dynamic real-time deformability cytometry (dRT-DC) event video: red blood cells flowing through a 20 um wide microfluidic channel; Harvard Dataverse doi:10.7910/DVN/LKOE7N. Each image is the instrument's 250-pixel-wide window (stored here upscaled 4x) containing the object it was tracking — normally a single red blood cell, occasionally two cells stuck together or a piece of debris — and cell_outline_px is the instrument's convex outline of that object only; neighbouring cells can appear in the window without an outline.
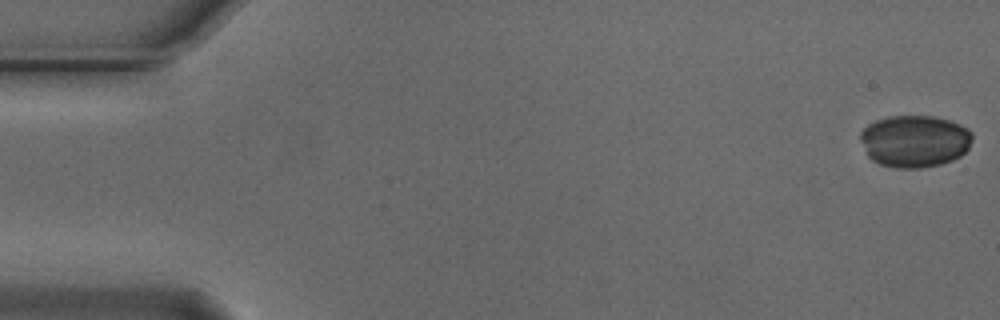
{"species": "Egyptian fruit bat (a non-hibernating species)", "species_latin": "Rousettus aegyptiacus", "temperature_condition": "cold", "stored_images_in_passage": 55, "camera_frame_rate_fps": 3000, "um_per_image_px": 0.085, "animal": {"sex": "male"}, "frame": {"image": 1, "passage_image": 1, "time_ms": 0.0, "image_size_px": [1000, 320], "cell_outline_px": [[972, 140], [968, 148], [960, 156], [952, 160], [940, 164], [920, 168], [896, 168], [880, 164], [872, 160], [868, 156], [860, 140], [860, 132], [868, 124], [876, 120], [888, 116], [932, 116], [948, 120], [960, 124], [968, 128], [972, 132]], "centroid_in_image_um": [77.74, 11.99], "position_along_channel_um": 7.3, "area_um2": 34.1}}
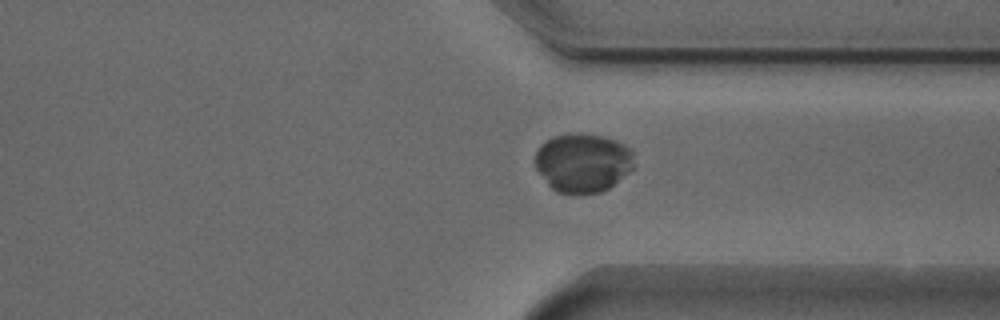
{"frame": {"image": 2, "passage_image": 41, "time_ms": 13.333, "image_size_px": [1000, 320], "cell_outline_px": [[632, 168], [628, 172], [608, 188], [600, 192], [556, 192], [548, 184], [536, 168], [536, 152], [540, 144], [544, 140], [552, 136], [580, 132], [600, 136], [616, 140], [632, 148]], "centroid_in_image_um": [49.52, 13.79], "position_along_channel_um": 361.9, "area_um2": 33.64}}
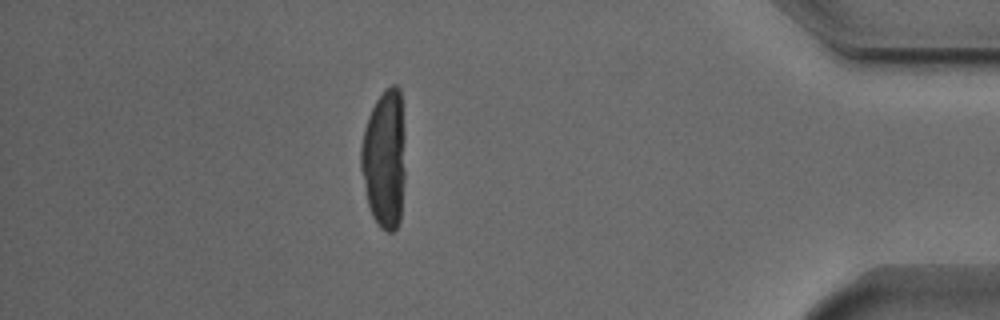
{"frame": {"image": 3, "passage_image": 48, "time_ms": 15.667, "image_size_px": [1000, 320], "cell_outline_px": [[404, 180], [400, 220], [396, 228], [392, 232], [388, 232], [380, 228], [372, 216], [368, 204], [360, 168], [360, 148], [364, 128], [368, 116], [376, 100], [392, 84], [396, 84], [400, 88], [404, 136]], "centroid_in_image_um": [32.67, 13.52], "position_along_channel_um": 402.5, "area_um2": 36.01}}